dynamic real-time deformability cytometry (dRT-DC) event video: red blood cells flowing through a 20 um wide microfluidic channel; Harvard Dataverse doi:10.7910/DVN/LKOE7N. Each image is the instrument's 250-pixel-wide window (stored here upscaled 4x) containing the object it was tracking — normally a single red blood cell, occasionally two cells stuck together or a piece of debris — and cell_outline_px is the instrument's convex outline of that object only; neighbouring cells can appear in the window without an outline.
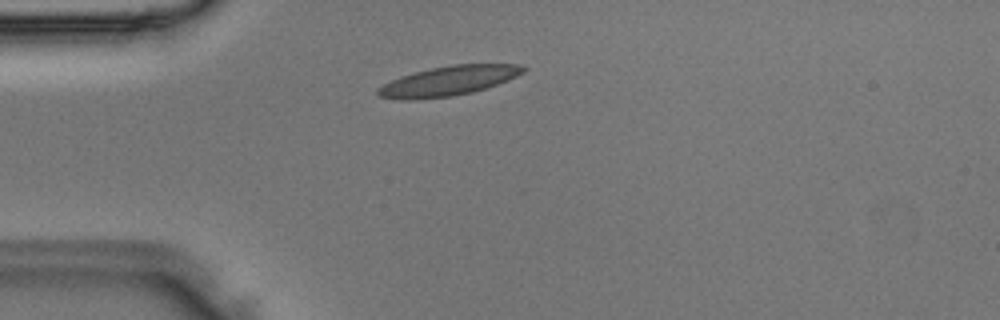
{"species": "Egyptian fruit bat (a non-hibernating species)", "species_latin": "Rousettus aegyptiacus", "temperature_condition": "room temperature", "stored_images_in_passage": 38, "camera_frame_rate_fps": 3000, "um_per_image_px": 0.085, "animal": {"sex": "male"}, "frame": {"image": 1, "passage_image": 2, "time_ms": 0.333, "image_size_px": [1000, 320], "cell_outline_px": [[528, 68], [524, 72], [516, 76], [496, 84], [472, 92], [448, 96], [412, 100], [400, 100], [380, 96], [376, 92], [376, 88], [400, 76], [432, 68], [452, 64], [516, 64]], "centroid_in_image_um": [38.09, 6.87], "position_along_channel_um": 46.9, "area_um2": 24.74}}
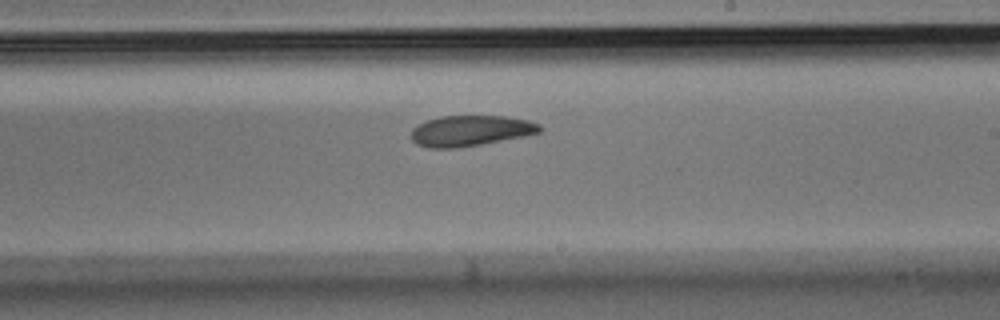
{"frame": {"image": 2, "passage_image": 18, "time_ms": 5.667, "image_size_px": [1000, 320], "cell_outline_px": [[540, 132], [524, 136], [480, 144], [456, 148], [428, 148], [416, 144], [412, 140], [412, 128], [416, 124], [440, 116], [504, 116], [528, 120], [540, 124]], "centroid_in_image_um": [39.95, 11.11], "position_along_channel_um": 249.0, "area_um2": 22.89}}
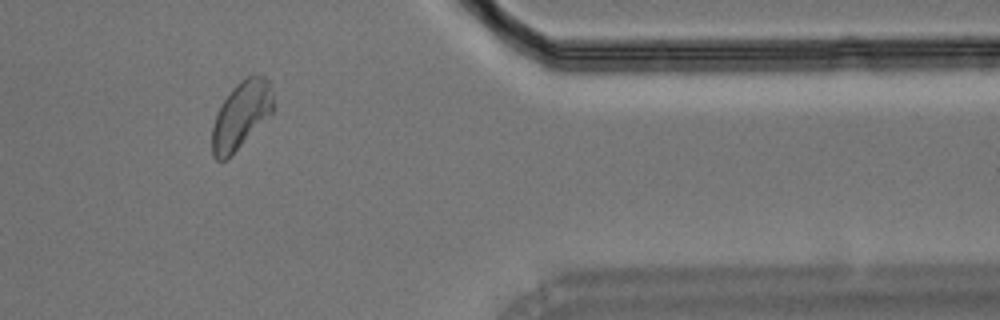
{"frame": {"image": 3, "passage_image": 30, "time_ms": 9.667, "image_size_px": [1000, 320], "cell_outline_px": [[272, 112], [228, 160], [216, 160], [212, 156], [212, 128], [216, 116], [224, 100], [232, 88], [240, 80], [248, 76], [264, 76], [272, 84]], "centroid_in_image_um": [20.48, 9.8], "position_along_channel_um": 390.9, "area_um2": 23.7}}